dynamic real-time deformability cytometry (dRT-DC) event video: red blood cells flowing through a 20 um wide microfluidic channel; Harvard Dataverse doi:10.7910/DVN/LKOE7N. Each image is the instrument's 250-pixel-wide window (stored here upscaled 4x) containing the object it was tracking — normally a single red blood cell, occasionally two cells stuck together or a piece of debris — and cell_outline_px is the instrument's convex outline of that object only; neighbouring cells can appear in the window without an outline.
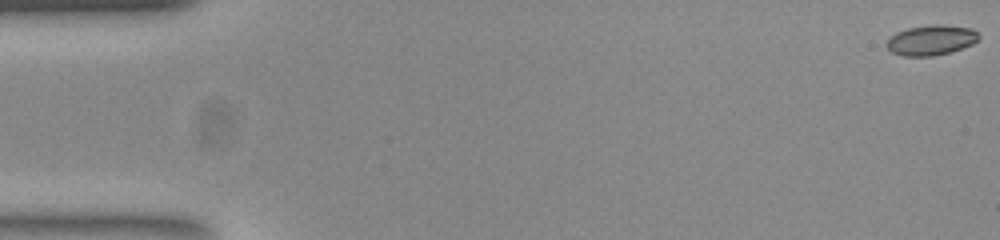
{"species": "common noctule bat (a hibernating species)", "species_latin": "Nyctalus noctula", "temperature_condition": "room temperature", "stored_images_in_passage": 53, "camera_frame_rate_fps": 3000, "um_per_image_px": 0.085, "animal": {"sex": "female", "body_mass_g": 23.0, "forearm_length_mm": 53.4}, "frame": {"image": 1, "passage_image": 1, "time_ms": 0.0, "image_size_px": [1000, 240], "cell_outline_px": [[980, 36], [972, 44], [948, 52], [932, 56], [904, 56], [892, 52], [884, 44], [896, 32], [908, 28], [932, 24], [940, 24], [972, 28]], "centroid_in_image_um": [79.12, 3.4], "position_along_channel_um": 5.9, "area_um2": 16.01}}
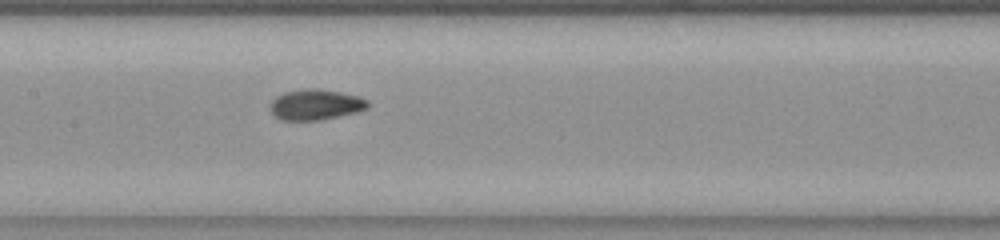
{"frame": {"image": 2, "passage_image": 26, "time_ms": 8.333, "image_size_px": [1000, 240], "cell_outline_px": [[368, 108], [356, 112], [320, 120], [280, 120], [268, 108], [268, 104], [276, 96], [284, 92], [304, 88], [316, 88], [340, 92], [360, 96], [368, 100]], "centroid_in_image_um": [26.8, 8.88], "position_along_channel_um": 180.6, "area_um2": 17.57}}
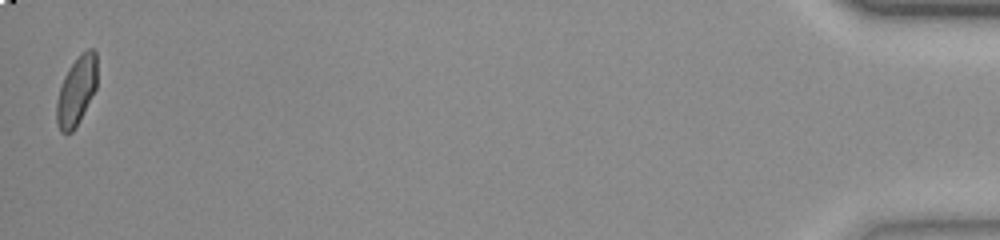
{"frame": {"image": 3, "passage_image": 53, "time_ms": 17.333, "image_size_px": [1000, 240], "cell_outline_px": [[96, 88], [80, 120], [72, 132], [60, 132], [56, 124], [56, 100], [64, 76], [68, 68], [80, 52], [88, 48], [92, 48], [96, 52]], "centroid_in_image_um": [6.48, 7.7], "position_along_channel_um": 428.7, "area_um2": 16.36}, "authors_computed_cell_mechanics": {"area_um2": 16.4152, "velocity_mm_per_s": 3.8628, "shape_relaxation_time_tau1_ms": 3.4828, "shape_relaxation_time_tau2_ms": 1.4121, "deformation_change_tau1": 0.1408, "deformation_change_tau2": 0.0608}}